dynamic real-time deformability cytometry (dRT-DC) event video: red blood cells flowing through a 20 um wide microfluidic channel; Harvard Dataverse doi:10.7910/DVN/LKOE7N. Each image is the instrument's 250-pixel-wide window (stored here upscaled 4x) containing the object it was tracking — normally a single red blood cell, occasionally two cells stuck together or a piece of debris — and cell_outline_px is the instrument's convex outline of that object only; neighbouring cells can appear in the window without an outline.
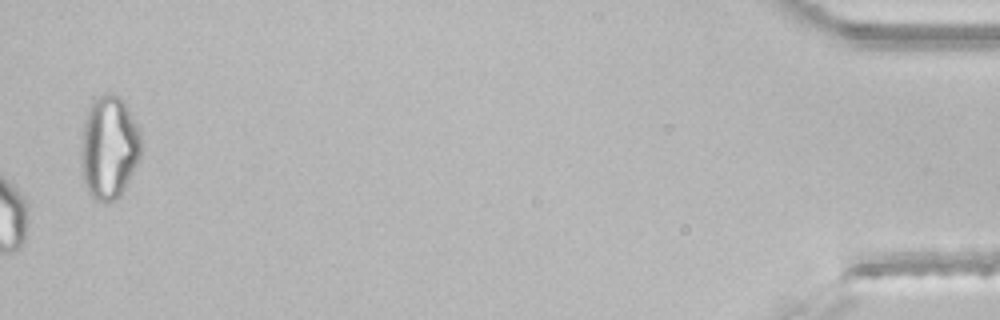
{"species": "common noctule bat (a hibernating species)", "species_latin": "Nyctalus noctula", "temperature_condition": "room temperature", "stored_images_in_passage": 39, "camera_frame_rate_fps": 3000, "um_per_image_px": 0.085, "animal": {"sex": "male", "body_mass_g": 21.5, "forearm_length_mm": 52.0}, "frame": {"image": 1, "passage_image": 39, "time_ms": 12.667, "image_size_px": [1000, 320], "cell_outline_px": [[140, 160], [120, 196], [116, 200], [104, 204], [92, 200], [84, 184], [80, 164], [80, 140], [84, 120], [88, 108], [92, 100], [96, 96], [104, 92], [120, 96], [124, 100], [128, 108], [140, 136]], "centroid_in_image_um": [9.21, 12.56], "position_along_channel_um": 426.0, "area_um2": 36.99}}